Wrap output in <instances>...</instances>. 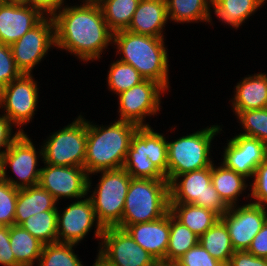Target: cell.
<instances>
[{
  "label": "cell",
  "mask_w": 267,
  "mask_h": 266,
  "mask_svg": "<svg viewBox=\"0 0 267 266\" xmlns=\"http://www.w3.org/2000/svg\"><path fill=\"white\" fill-rule=\"evenodd\" d=\"M81 2L80 6H62L52 17L55 45L83 62L96 61L113 43V32L108 28L98 2Z\"/></svg>",
  "instance_id": "1"
},
{
  "label": "cell",
  "mask_w": 267,
  "mask_h": 266,
  "mask_svg": "<svg viewBox=\"0 0 267 266\" xmlns=\"http://www.w3.org/2000/svg\"><path fill=\"white\" fill-rule=\"evenodd\" d=\"M139 126L116 120L99 126L87 121L84 168L89 175L97 171L123 168L133 135Z\"/></svg>",
  "instance_id": "2"
},
{
  "label": "cell",
  "mask_w": 267,
  "mask_h": 266,
  "mask_svg": "<svg viewBox=\"0 0 267 266\" xmlns=\"http://www.w3.org/2000/svg\"><path fill=\"white\" fill-rule=\"evenodd\" d=\"M113 45L121 54L119 60L132 65L145 79L169 90V65L164 37L145 36L127 30L113 33Z\"/></svg>",
  "instance_id": "3"
},
{
  "label": "cell",
  "mask_w": 267,
  "mask_h": 266,
  "mask_svg": "<svg viewBox=\"0 0 267 266\" xmlns=\"http://www.w3.org/2000/svg\"><path fill=\"white\" fill-rule=\"evenodd\" d=\"M170 211L167 179L132 178L125 198L121 229L158 220Z\"/></svg>",
  "instance_id": "4"
},
{
  "label": "cell",
  "mask_w": 267,
  "mask_h": 266,
  "mask_svg": "<svg viewBox=\"0 0 267 266\" xmlns=\"http://www.w3.org/2000/svg\"><path fill=\"white\" fill-rule=\"evenodd\" d=\"M220 131H223L222 127L211 125L175 141H167L168 182L180 174L212 166L211 141Z\"/></svg>",
  "instance_id": "5"
},
{
  "label": "cell",
  "mask_w": 267,
  "mask_h": 266,
  "mask_svg": "<svg viewBox=\"0 0 267 266\" xmlns=\"http://www.w3.org/2000/svg\"><path fill=\"white\" fill-rule=\"evenodd\" d=\"M100 172V181L88 197L103 228H121L125 198L132 177L124 168L97 171L92 174Z\"/></svg>",
  "instance_id": "6"
},
{
  "label": "cell",
  "mask_w": 267,
  "mask_h": 266,
  "mask_svg": "<svg viewBox=\"0 0 267 266\" xmlns=\"http://www.w3.org/2000/svg\"><path fill=\"white\" fill-rule=\"evenodd\" d=\"M43 144V163L54 166L84 167L87 142V120L78 118L53 132Z\"/></svg>",
  "instance_id": "7"
},
{
  "label": "cell",
  "mask_w": 267,
  "mask_h": 266,
  "mask_svg": "<svg viewBox=\"0 0 267 266\" xmlns=\"http://www.w3.org/2000/svg\"><path fill=\"white\" fill-rule=\"evenodd\" d=\"M170 203L203 207L221 217L229 207L211 183V166L176 176L169 183Z\"/></svg>",
  "instance_id": "8"
},
{
  "label": "cell",
  "mask_w": 267,
  "mask_h": 266,
  "mask_svg": "<svg viewBox=\"0 0 267 266\" xmlns=\"http://www.w3.org/2000/svg\"><path fill=\"white\" fill-rule=\"evenodd\" d=\"M40 148L41 150L37 152L28 135L22 133L1 157L2 180L18 189L38 185L41 168L36 166H38V157L43 158V148L42 146ZM8 166L19 181L6 175Z\"/></svg>",
  "instance_id": "9"
},
{
  "label": "cell",
  "mask_w": 267,
  "mask_h": 266,
  "mask_svg": "<svg viewBox=\"0 0 267 266\" xmlns=\"http://www.w3.org/2000/svg\"><path fill=\"white\" fill-rule=\"evenodd\" d=\"M33 77L32 74H22L0 91V108L5 111L3 115L22 133L25 132L21 126L32 121L39 98V88Z\"/></svg>",
  "instance_id": "10"
},
{
  "label": "cell",
  "mask_w": 267,
  "mask_h": 266,
  "mask_svg": "<svg viewBox=\"0 0 267 266\" xmlns=\"http://www.w3.org/2000/svg\"><path fill=\"white\" fill-rule=\"evenodd\" d=\"M166 91L158 82L145 79L138 85L120 93L118 95V120L128 121L139 127L150 126L144 120L147 116H155L160 111V99Z\"/></svg>",
  "instance_id": "11"
},
{
  "label": "cell",
  "mask_w": 267,
  "mask_h": 266,
  "mask_svg": "<svg viewBox=\"0 0 267 266\" xmlns=\"http://www.w3.org/2000/svg\"><path fill=\"white\" fill-rule=\"evenodd\" d=\"M10 47L16 67L22 74H31L51 47H56L53 18L45 17Z\"/></svg>",
  "instance_id": "12"
},
{
  "label": "cell",
  "mask_w": 267,
  "mask_h": 266,
  "mask_svg": "<svg viewBox=\"0 0 267 266\" xmlns=\"http://www.w3.org/2000/svg\"><path fill=\"white\" fill-rule=\"evenodd\" d=\"M39 185L58 202L61 198H85L93 185L84 167L54 166L44 163ZM91 187V188H90Z\"/></svg>",
  "instance_id": "13"
},
{
  "label": "cell",
  "mask_w": 267,
  "mask_h": 266,
  "mask_svg": "<svg viewBox=\"0 0 267 266\" xmlns=\"http://www.w3.org/2000/svg\"><path fill=\"white\" fill-rule=\"evenodd\" d=\"M95 224L94 236L101 241L104 228L96 217L91 200L87 196L79 199L65 207L63 212L57 210L58 242L77 245Z\"/></svg>",
  "instance_id": "14"
},
{
  "label": "cell",
  "mask_w": 267,
  "mask_h": 266,
  "mask_svg": "<svg viewBox=\"0 0 267 266\" xmlns=\"http://www.w3.org/2000/svg\"><path fill=\"white\" fill-rule=\"evenodd\" d=\"M98 254L112 266H148L155 259L124 229L104 228Z\"/></svg>",
  "instance_id": "15"
},
{
  "label": "cell",
  "mask_w": 267,
  "mask_h": 266,
  "mask_svg": "<svg viewBox=\"0 0 267 266\" xmlns=\"http://www.w3.org/2000/svg\"><path fill=\"white\" fill-rule=\"evenodd\" d=\"M220 219L225 223L235 251H247L255 235L267 221V210L248 203L229 207Z\"/></svg>",
  "instance_id": "16"
},
{
  "label": "cell",
  "mask_w": 267,
  "mask_h": 266,
  "mask_svg": "<svg viewBox=\"0 0 267 266\" xmlns=\"http://www.w3.org/2000/svg\"><path fill=\"white\" fill-rule=\"evenodd\" d=\"M223 163L245 178H253L258 165L267 158V145L257 138L238 134L227 141Z\"/></svg>",
  "instance_id": "17"
},
{
  "label": "cell",
  "mask_w": 267,
  "mask_h": 266,
  "mask_svg": "<svg viewBox=\"0 0 267 266\" xmlns=\"http://www.w3.org/2000/svg\"><path fill=\"white\" fill-rule=\"evenodd\" d=\"M44 18L39 10L24 3H3L0 6V43L11 46Z\"/></svg>",
  "instance_id": "18"
},
{
  "label": "cell",
  "mask_w": 267,
  "mask_h": 266,
  "mask_svg": "<svg viewBox=\"0 0 267 266\" xmlns=\"http://www.w3.org/2000/svg\"><path fill=\"white\" fill-rule=\"evenodd\" d=\"M125 230L155 260H166L170 234V211L158 220L132 224Z\"/></svg>",
  "instance_id": "19"
},
{
  "label": "cell",
  "mask_w": 267,
  "mask_h": 266,
  "mask_svg": "<svg viewBox=\"0 0 267 266\" xmlns=\"http://www.w3.org/2000/svg\"><path fill=\"white\" fill-rule=\"evenodd\" d=\"M167 21L166 0H140L126 30L145 36L164 37L163 27Z\"/></svg>",
  "instance_id": "20"
},
{
  "label": "cell",
  "mask_w": 267,
  "mask_h": 266,
  "mask_svg": "<svg viewBox=\"0 0 267 266\" xmlns=\"http://www.w3.org/2000/svg\"><path fill=\"white\" fill-rule=\"evenodd\" d=\"M147 156L146 126H142L138 127L132 137L123 168L132 178L166 179Z\"/></svg>",
  "instance_id": "21"
},
{
  "label": "cell",
  "mask_w": 267,
  "mask_h": 266,
  "mask_svg": "<svg viewBox=\"0 0 267 266\" xmlns=\"http://www.w3.org/2000/svg\"><path fill=\"white\" fill-rule=\"evenodd\" d=\"M233 111L263 109L267 106V73L244 77L235 86Z\"/></svg>",
  "instance_id": "22"
},
{
  "label": "cell",
  "mask_w": 267,
  "mask_h": 266,
  "mask_svg": "<svg viewBox=\"0 0 267 266\" xmlns=\"http://www.w3.org/2000/svg\"><path fill=\"white\" fill-rule=\"evenodd\" d=\"M55 198L39 184L18 190L14 225L20 226L30 216L42 211L58 210Z\"/></svg>",
  "instance_id": "23"
},
{
  "label": "cell",
  "mask_w": 267,
  "mask_h": 266,
  "mask_svg": "<svg viewBox=\"0 0 267 266\" xmlns=\"http://www.w3.org/2000/svg\"><path fill=\"white\" fill-rule=\"evenodd\" d=\"M216 167L214 163L211 166L212 185L228 207L236 206L238 197L248 187L247 178L227 168L223 163Z\"/></svg>",
  "instance_id": "24"
},
{
  "label": "cell",
  "mask_w": 267,
  "mask_h": 266,
  "mask_svg": "<svg viewBox=\"0 0 267 266\" xmlns=\"http://www.w3.org/2000/svg\"><path fill=\"white\" fill-rule=\"evenodd\" d=\"M171 214L198 237L210 229L220 217L213 211L186 203H170Z\"/></svg>",
  "instance_id": "25"
},
{
  "label": "cell",
  "mask_w": 267,
  "mask_h": 266,
  "mask_svg": "<svg viewBox=\"0 0 267 266\" xmlns=\"http://www.w3.org/2000/svg\"><path fill=\"white\" fill-rule=\"evenodd\" d=\"M9 240L16 266H33L38 263L43 244L21 226H9Z\"/></svg>",
  "instance_id": "26"
},
{
  "label": "cell",
  "mask_w": 267,
  "mask_h": 266,
  "mask_svg": "<svg viewBox=\"0 0 267 266\" xmlns=\"http://www.w3.org/2000/svg\"><path fill=\"white\" fill-rule=\"evenodd\" d=\"M264 3L263 0H212V8L219 21L237 29Z\"/></svg>",
  "instance_id": "27"
},
{
  "label": "cell",
  "mask_w": 267,
  "mask_h": 266,
  "mask_svg": "<svg viewBox=\"0 0 267 266\" xmlns=\"http://www.w3.org/2000/svg\"><path fill=\"white\" fill-rule=\"evenodd\" d=\"M168 19L175 23L212 22V0H166Z\"/></svg>",
  "instance_id": "28"
},
{
  "label": "cell",
  "mask_w": 267,
  "mask_h": 266,
  "mask_svg": "<svg viewBox=\"0 0 267 266\" xmlns=\"http://www.w3.org/2000/svg\"><path fill=\"white\" fill-rule=\"evenodd\" d=\"M198 243L222 264H228L235 252L227 227L221 219L199 237Z\"/></svg>",
  "instance_id": "29"
},
{
  "label": "cell",
  "mask_w": 267,
  "mask_h": 266,
  "mask_svg": "<svg viewBox=\"0 0 267 266\" xmlns=\"http://www.w3.org/2000/svg\"><path fill=\"white\" fill-rule=\"evenodd\" d=\"M140 0H99L108 28L114 33L126 30Z\"/></svg>",
  "instance_id": "30"
},
{
  "label": "cell",
  "mask_w": 267,
  "mask_h": 266,
  "mask_svg": "<svg viewBox=\"0 0 267 266\" xmlns=\"http://www.w3.org/2000/svg\"><path fill=\"white\" fill-rule=\"evenodd\" d=\"M198 242L199 237L179 222L170 212V234L166 261L174 263Z\"/></svg>",
  "instance_id": "31"
},
{
  "label": "cell",
  "mask_w": 267,
  "mask_h": 266,
  "mask_svg": "<svg viewBox=\"0 0 267 266\" xmlns=\"http://www.w3.org/2000/svg\"><path fill=\"white\" fill-rule=\"evenodd\" d=\"M20 226L43 245L58 242L57 210L42 211L32 215Z\"/></svg>",
  "instance_id": "32"
},
{
  "label": "cell",
  "mask_w": 267,
  "mask_h": 266,
  "mask_svg": "<svg viewBox=\"0 0 267 266\" xmlns=\"http://www.w3.org/2000/svg\"><path fill=\"white\" fill-rule=\"evenodd\" d=\"M72 243H50L43 245L42 252L36 266H84L74 253Z\"/></svg>",
  "instance_id": "33"
},
{
  "label": "cell",
  "mask_w": 267,
  "mask_h": 266,
  "mask_svg": "<svg viewBox=\"0 0 267 266\" xmlns=\"http://www.w3.org/2000/svg\"><path fill=\"white\" fill-rule=\"evenodd\" d=\"M109 69L107 77L108 89L117 95L145 80L132 65L121 62L118 59L111 63Z\"/></svg>",
  "instance_id": "34"
},
{
  "label": "cell",
  "mask_w": 267,
  "mask_h": 266,
  "mask_svg": "<svg viewBox=\"0 0 267 266\" xmlns=\"http://www.w3.org/2000/svg\"><path fill=\"white\" fill-rule=\"evenodd\" d=\"M239 119L243 136L257 138L267 145V109L233 111Z\"/></svg>",
  "instance_id": "35"
},
{
  "label": "cell",
  "mask_w": 267,
  "mask_h": 266,
  "mask_svg": "<svg viewBox=\"0 0 267 266\" xmlns=\"http://www.w3.org/2000/svg\"><path fill=\"white\" fill-rule=\"evenodd\" d=\"M147 157L166 176L168 180L167 141L163 134L154 132L151 126H146Z\"/></svg>",
  "instance_id": "36"
},
{
  "label": "cell",
  "mask_w": 267,
  "mask_h": 266,
  "mask_svg": "<svg viewBox=\"0 0 267 266\" xmlns=\"http://www.w3.org/2000/svg\"><path fill=\"white\" fill-rule=\"evenodd\" d=\"M18 190L8 182L0 181V226L14 225Z\"/></svg>",
  "instance_id": "37"
},
{
  "label": "cell",
  "mask_w": 267,
  "mask_h": 266,
  "mask_svg": "<svg viewBox=\"0 0 267 266\" xmlns=\"http://www.w3.org/2000/svg\"><path fill=\"white\" fill-rule=\"evenodd\" d=\"M21 75L16 67L11 47L0 43V91Z\"/></svg>",
  "instance_id": "38"
},
{
  "label": "cell",
  "mask_w": 267,
  "mask_h": 266,
  "mask_svg": "<svg viewBox=\"0 0 267 266\" xmlns=\"http://www.w3.org/2000/svg\"><path fill=\"white\" fill-rule=\"evenodd\" d=\"M221 264L199 243L174 262L175 266H220Z\"/></svg>",
  "instance_id": "39"
},
{
  "label": "cell",
  "mask_w": 267,
  "mask_h": 266,
  "mask_svg": "<svg viewBox=\"0 0 267 266\" xmlns=\"http://www.w3.org/2000/svg\"><path fill=\"white\" fill-rule=\"evenodd\" d=\"M254 181L249 186L251 193L248 197L254 199L251 203L267 207V158L261 162L255 170ZM253 197V198H252ZM256 200V201H255Z\"/></svg>",
  "instance_id": "40"
},
{
  "label": "cell",
  "mask_w": 267,
  "mask_h": 266,
  "mask_svg": "<svg viewBox=\"0 0 267 266\" xmlns=\"http://www.w3.org/2000/svg\"><path fill=\"white\" fill-rule=\"evenodd\" d=\"M15 126L12 121L4 115H0V158L11 147V144L22 134L17 130L15 134H12V127ZM1 148H4V150Z\"/></svg>",
  "instance_id": "41"
},
{
  "label": "cell",
  "mask_w": 267,
  "mask_h": 266,
  "mask_svg": "<svg viewBox=\"0 0 267 266\" xmlns=\"http://www.w3.org/2000/svg\"><path fill=\"white\" fill-rule=\"evenodd\" d=\"M0 264L16 266V259L9 240V227L0 226Z\"/></svg>",
  "instance_id": "42"
},
{
  "label": "cell",
  "mask_w": 267,
  "mask_h": 266,
  "mask_svg": "<svg viewBox=\"0 0 267 266\" xmlns=\"http://www.w3.org/2000/svg\"><path fill=\"white\" fill-rule=\"evenodd\" d=\"M228 264L230 266H267V259L256 257L247 251H235Z\"/></svg>",
  "instance_id": "43"
},
{
  "label": "cell",
  "mask_w": 267,
  "mask_h": 266,
  "mask_svg": "<svg viewBox=\"0 0 267 266\" xmlns=\"http://www.w3.org/2000/svg\"><path fill=\"white\" fill-rule=\"evenodd\" d=\"M24 4L39 10L45 17H53L64 6V0H24Z\"/></svg>",
  "instance_id": "44"
},
{
  "label": "cell",
  "mask_w": 267,
  "mask_h": 266,
  "mask_svg": "<svg viewBox=\"0 0 267 266\" xmlns=\"http://www.w3.org/2000/svg\"><path fill=\"white\" fill-rule=\"evenodd\" d=\"M247 252L256 257H267V221L253 238Z\"/></svg>",
  "instance_id": "45"
},
{
  "label": "cell",
  "mask_w": 267,
  "mask_h": 266,
  "mask_svg": "<svg viewBox=\"0 0 267 266\" xmlns=\"http://www.w3.org/2000/svg\"><path fill=\"white\" fill-rule=\"evenodd\" d=\"M92 266H112L105 259H103L99 254H97L95 263Z\"/></svg>",
  "instance_id": "46"
},
{
  "label": "cell",
  "mask_w": 267,
  "mask_h": 266,
  "mask_svg": "<svg viewBox=\"0 0 267 266\" xmlns=\"http://www.w3.org/2000/svg\"><path fill=\"white\" fill-rule=\"evenodd\" d=\"M148 266H175L174 263L168 262L166 260H155L152 264Z\"/></svg>",
  "instance_id": "47"
},
{
  "label": "cell",
  "mask_w": 267,
  "mask_h": 266,
  "mask_svg": "<svg viewBox=\"0 0 267 266\" xmlns=\"http://www.w3.org/2000/svg\"><path fill=\"white\" fill-rule=\"evenodd\" d=\"M4 3H24V0H3Z\"/></svg>",
  "instance_id": "48"
},
{
  "label": "cell",
  "mask_w": 267,
  "mask_h": 266,
  "mask_svg": "<svg viewBox=\"0 0 267 266\" xmlns=\"http://www.w3.org/2000/svg\"><path fill=\"white\" fill-rule=\"evenodd\" d=\"M2 180V161L0 158V181Z\"/></svg>",
  "instance_id": "49"
},
{
  "label": "cell",
  "mask_w": 267,
  "mask_h": 266,
  "mask_svg": "<svg viewBox=\"0 0 267 266\" xmlns=\"http://www.w3.org/2000/svg\"><path fill=\"white\" fill-rule=\"evenodd\" d=\"M85 1L98 2L99 0H85Z\"/></svg>",
  "instance_id": "50"
},
{
  "label": "cell",
  "mask_w": 267,
  "mask_h": 266,
  "mask_svg": "<svg viewBox=\"0 0 267 266\" xmlns=\"http://www.w3.org/2000/svg\"><path fill=\"white\" fill-rule=\"evenodd\" d=\"M220 266H230L229 264H221Z\"/></svg>",
  "instance_id": "51"
},
{
  "label": "cell",
  "mask_w": 267,
  "mask_h": 266,
  "mask_svg": "<svg viewBox=\"0 0 267 266\" xmlns=\"http://www.w3.org/2000/svg\"><path fill=\"white\" fill-rule=\"evenodd\" d=\"M3 3H4L3 0H0V6H1Z\"/></svg>",
  "instance_id": "52"
}]
</instances>
